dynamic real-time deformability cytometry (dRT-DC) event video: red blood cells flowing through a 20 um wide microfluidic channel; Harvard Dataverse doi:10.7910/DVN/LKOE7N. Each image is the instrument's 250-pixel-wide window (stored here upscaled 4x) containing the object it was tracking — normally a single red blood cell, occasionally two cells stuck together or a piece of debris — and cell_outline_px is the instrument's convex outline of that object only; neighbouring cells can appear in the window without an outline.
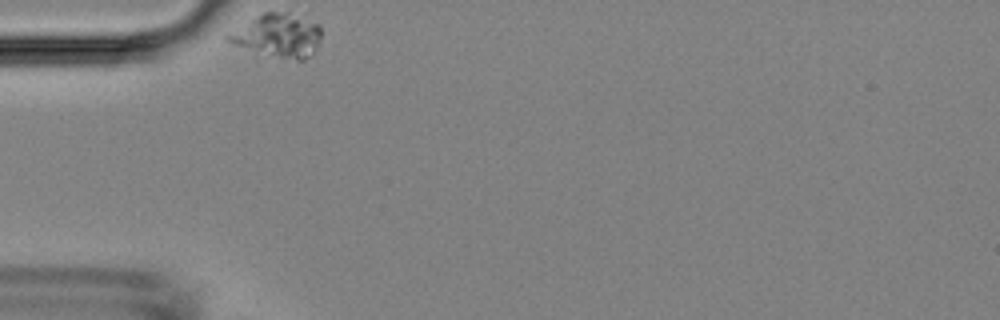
{"species": "Egyptian fruit bat (a non-hibernating species)", "species_latin": "Rousettus aegyptiacus", "temperature_condition": "room temperature", "stored_images_in_passage": 34, "camera_frame_rate_fps": 3000, "um_per_image_px": 0.085, "animal": {"sex": "female"}, "frame": {"image": 1, "passage_image": 1, "time_ms": 0.0, "image_size_px": [1000, 320], "cell_outline_px": [[320, 40], [316, 48], [304, 60], [296, 60], [280, 56], [236, 44], [224, 40], [224, 36], [264, 12], [288, 12], [320, 24]], "centroid_in_image_um": [23.68, 2.98], "position_along_channel_um": 61.3, "area_um2": 22.48}}
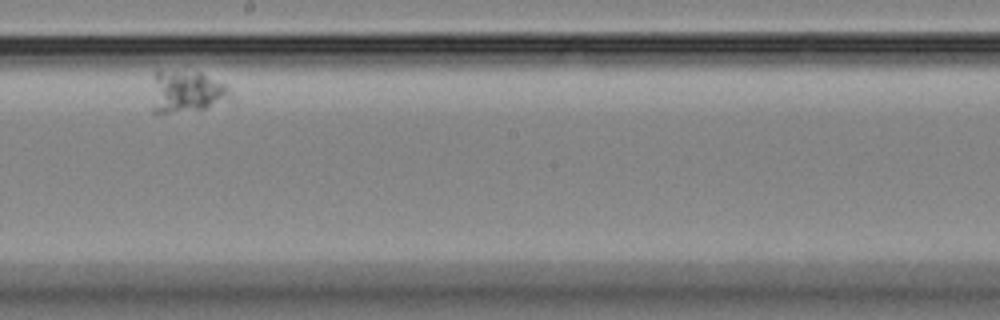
{"frame": {"image": 2, "passage_image": 19, "time_ms": 6.0, "image_size_px": [1000, 320], "cell_outline_px": [[236, 100], [208, 108], [168, 112], [152, 112], [152, 72], [156, 68], [160, 68], [200, 72], [224, 84], [232, 92]], "centroid_in_image_um": [15.86, 7.74], "position_along_channel_um": 232.3, "area_um2": 20.17}}
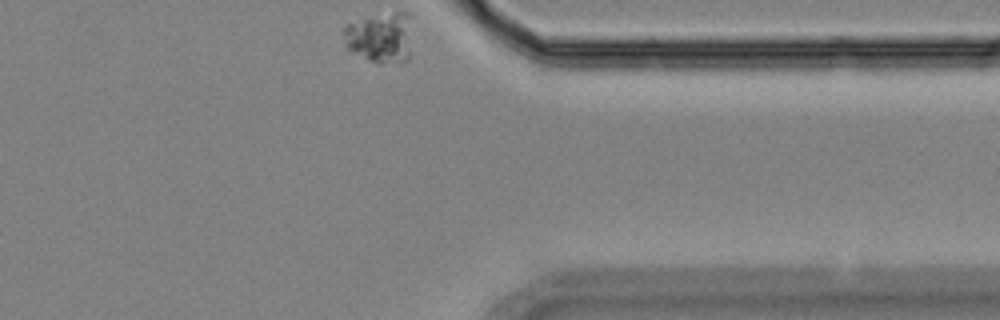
{"frame": {"image": 3, "passage_image": 34, "time_ms": 11.0, "image_size_px": [1000, 320], "cell_outline_px": [[416, 12], [408, 60], [380, 64], [368, 60], [352, 52], [348, 48], [340, 32], [344, 24], [396, 12]], "centroid_in_image_um": [32.4, 3.16], "position_along_channel_um": 379.0, "area_um2": 20.92}}